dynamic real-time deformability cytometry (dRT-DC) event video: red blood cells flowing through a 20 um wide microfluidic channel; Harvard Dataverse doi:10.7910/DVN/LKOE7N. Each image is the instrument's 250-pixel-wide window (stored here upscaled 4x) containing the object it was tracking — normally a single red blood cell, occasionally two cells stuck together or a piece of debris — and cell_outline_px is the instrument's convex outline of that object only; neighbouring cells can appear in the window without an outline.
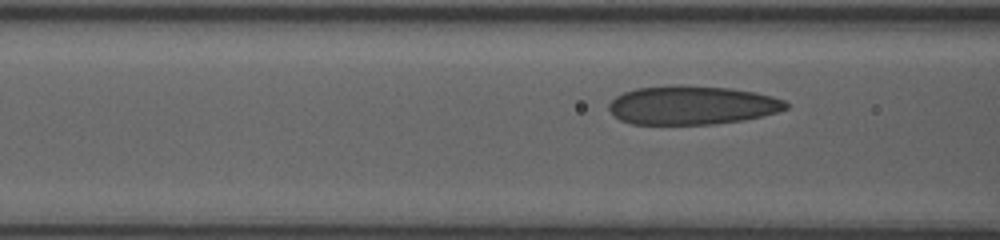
{"species": "human", "species_latin": "Homo sapiens", "temperature_condition": "room temperature", "stored_images_in_passage": 9, "segment_of_instrument_passage": [2, 2], "camera_frame_rate_fps": 3000, "um_per_image_px": 0.085, "donor": {"sex": "female"}, "frame": {"image": 1, "passage_image": 9, "time_ms": 2.667, "image_size_px": [1000, 240], "cell_outline_px": [[788, 108], [776, 112], [760, 116], [740, 120], [712, 124], [632, 124], [620, 120], [608, 108], [608, 104], [616, 96], [624, 92], [636, 88], [680, 84], [684, 84], [732, 88], [756, 92], [772, 96], [784, 100], [788, 104]], "centroid_in_image_um": [58.8, 8.92], "position_along_channel_um": 107.8, "area_um2": 40.06}}